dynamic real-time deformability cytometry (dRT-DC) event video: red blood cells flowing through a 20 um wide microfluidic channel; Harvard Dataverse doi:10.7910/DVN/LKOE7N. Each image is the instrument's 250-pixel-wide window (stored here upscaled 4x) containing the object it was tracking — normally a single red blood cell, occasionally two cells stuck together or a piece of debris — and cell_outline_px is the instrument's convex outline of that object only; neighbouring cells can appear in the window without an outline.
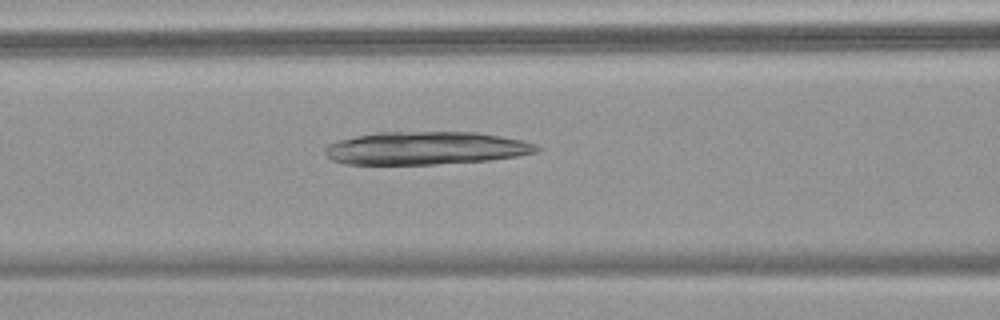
{"species": "common noctule bat (a hibernating species)", "species_latin": "Nyctalus noctula", "temperature_condition": "warm", "stored_images_in_passage": 57, "camera_frame_rate_fps": 3000, "um_per_image_px": 0.085, "animal": {"sex": "female", "body_mass_g": 18.4}, "frame": {"image": 1, "passage_image": 25, "time_ms": 8.0, "image_size_px": [1000, 320], "cell_outline_px": [[540, 148], [536, 152], [516, 156], [488, 160], [436, 164], [344, 164], [332, 160], [324, 152], [324, 148], [328, 144], [336, 140], [376, 132], [480, 132], [520, 140], [536, 144]], "centroid_in_image_um": [36.14, 12.59], "position_along_channel_um": 130.5, "area_um2": 40.63}}
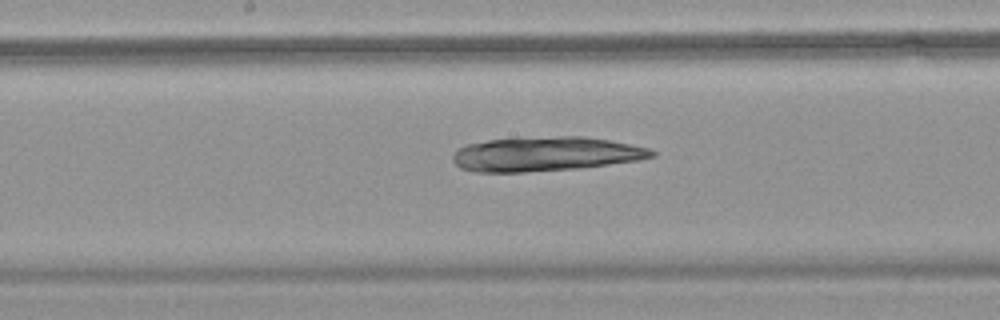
{"frame": {"image": 2, "passage_image": 31, "time_ms": 10.0, "image_size_px": [1000, 320], "cell_outline_px": [[656, 156], [636, 160], [580, 168], [524, 172], [472, 172], [460, 168], [452, 160], [452, 156], [460, 148], [468, 144], [488, 140], [560, 136], [584, 136], [608, 140], [648, 148], [656, 152]], "centroid_in_image_um": [46.35, 13.1], "position_along_channel_um": 201.8, "area_um2": 39.48}}
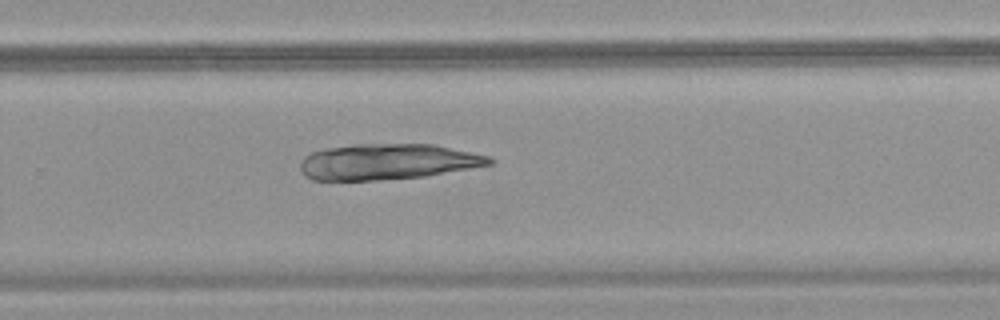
{"frame": {"image": 3, "passage_image": 39, "time_ms": 12.667, "image_size_px": [1000, 320], "cell_outline_px": [[496, 160], [492, 164], [424, 176], [376, 180], [312, 180], [304, 176], [300, 168], [300, 164], [304, 156], [312, 152], [324, 148], [352, 144], [432, 144], [488, 156]], "centroid_in_image_um": [32.89, 13.74], "position_along_channel_um": 296.9, "area_um2": 39.3}}